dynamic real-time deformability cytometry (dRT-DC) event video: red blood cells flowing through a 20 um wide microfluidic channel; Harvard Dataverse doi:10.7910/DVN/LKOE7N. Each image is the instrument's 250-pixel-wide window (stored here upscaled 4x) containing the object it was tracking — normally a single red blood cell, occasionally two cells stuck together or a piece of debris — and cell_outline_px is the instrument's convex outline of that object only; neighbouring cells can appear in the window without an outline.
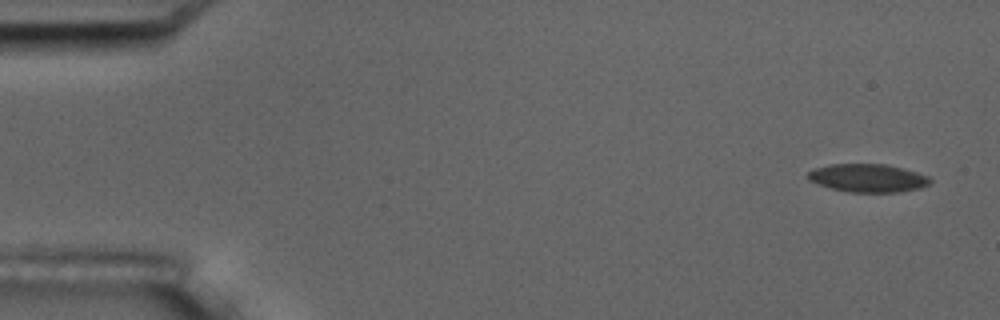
{"species": "common noctule bat (a hibernating species)", "species_latin": "Nyctalus noctula", "temperature_condition": "room temperature", "stored_images_in_passage": 15, "camera_frame_rate_fps": 3000, "um_per_image_px": 0.085, "animal": {"sex": "male", "body_mass_g": 17.5, "forearm_length_mm": 52.3}, "frame": {"image": 1, "passage_image": 1, "time_ms": 0.0, "image_size_px": [1000, 320], "cell_outline_px": [[932, 180], [928, 184], [920, 188], [900, 192], [848, 192], [832, 188], [808, 180], [808, 172], [812, 168], [828, 164], [884, 164], [916, 172], [928, 176]], "centroid_in_image_um": [73.74, 15.13], "position_along_channel_um": 11.3, "area_um2": 19.94}}
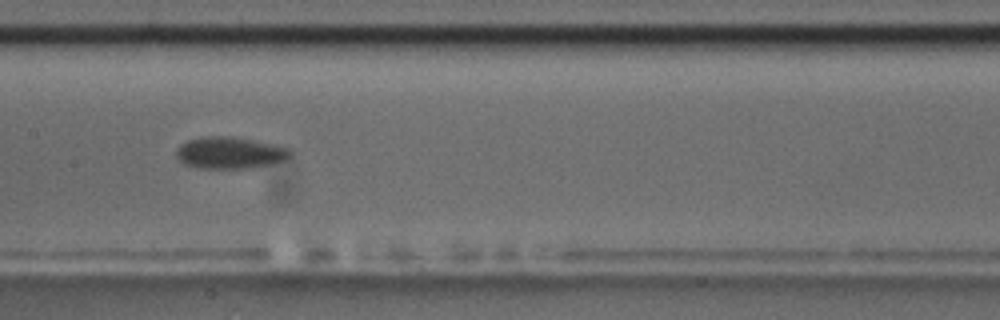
{"frame": {"image": 2, "passage_image": 8, "time_ms": 8.667, "image_size_px": [1000, 320], "cell_outline_px": [[296, 152], [288, 160], [252, 168], [200, 168], [184, 164], [176, 156], [176, 148], [180, 144], [188, 140], [204, 136], [232, 136], [276, 144], [292, 148]], "centroid_in_image_um": [19.62, 12.98], "position_along_channel_um": 187.8, "area_um2": 21.62}}
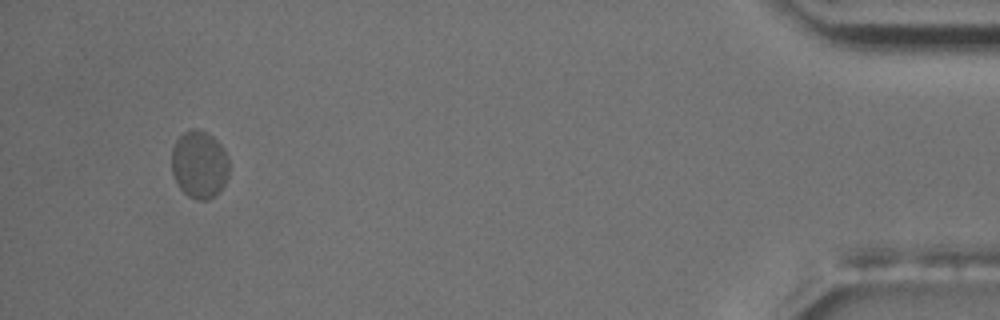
{"frame": {"image": 3, "passage_image": 15, "time_ms": 17.333, "image_size_px": [1000, 320], "cell_outline_px": [[228, 176], [224, 184], [212, 196], [204, 200], [196, 200], [188, 196], [180, 188], [172, 172], [172, 148], [176, 140], [188, 128], [196, 128], [208, 132], [220, 144], [228, 160]], "centroid_in_image_um": [16.92, 13.94], "position_along_channel_um": 418.3, "area_um2": 22.43}, "authors_computed_cell_mechanics": {"area_um2": 21.1548, "velocity_mm_per_s": 3.4959, "shape_relaxation_time_tau1_ms": null, "shape_relaxation_time_tau2_ms": 0.9594, "deformation_change_tau1": null, "deformation_change_tau2": 0.0474}}